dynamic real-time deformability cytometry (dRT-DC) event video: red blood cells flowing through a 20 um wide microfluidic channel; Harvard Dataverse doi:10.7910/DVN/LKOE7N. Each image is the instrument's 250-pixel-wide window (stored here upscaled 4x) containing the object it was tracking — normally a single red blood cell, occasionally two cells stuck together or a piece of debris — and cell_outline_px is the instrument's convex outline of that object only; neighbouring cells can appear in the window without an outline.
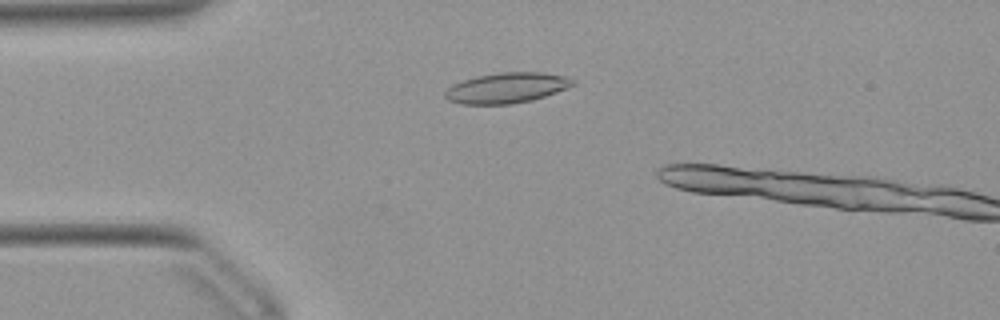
{"species": "Egyptian fruit bat (a non-hibernating species)", "species_latin": "Rousettus aegyptiacus", "temperature_condition": "warm", "stored_images_in_passage": 5, "camera_frame_rate_fps": 3000, "um_per_image_px": 0.085, "animal": {"sex": "female"}, "frame": {"image": 1, "passage_image": 2, "time_ms": 0.333, "image_size_px": [1000, 320], "cell_outline_px": [[576, 84], [568, 88], [532, 100], [512, 104], [460, 104], [448, 100], [444, 96], [444, 92], [452, 84], [476, 76], [500, 72], [544, 72], [564, 76], [576, 80]], "centroid_in_image_um": [43.08, 7.47], "position_along_channel_um": 41.9, "area_um2": 22.77}}